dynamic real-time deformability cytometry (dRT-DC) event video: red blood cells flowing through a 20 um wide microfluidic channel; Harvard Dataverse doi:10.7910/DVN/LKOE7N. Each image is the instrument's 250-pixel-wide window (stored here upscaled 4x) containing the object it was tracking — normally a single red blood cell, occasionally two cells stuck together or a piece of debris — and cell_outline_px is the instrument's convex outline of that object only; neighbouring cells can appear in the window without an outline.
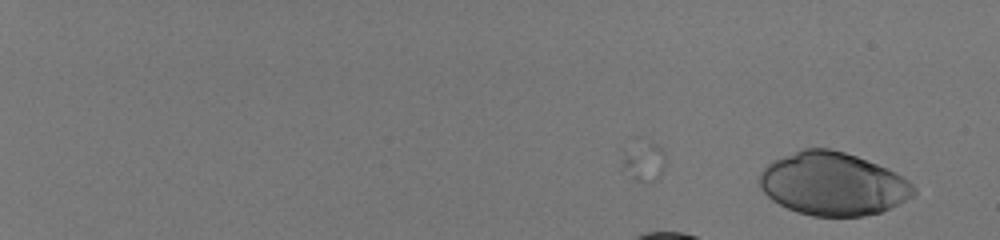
{"species": "human", "species_latin": "Homo sapiens", "temperature_condition": "room temperature", "stored_images_in_passage": 20, "camera_frame_rate_fps": 3000, "um_per_image_px": 0.085, "donor": {"sex": "male"}, "frame": {"image": 1, "passage_image": 1, "time_ms": 0.0, "image_size_px": [1000, 240], "cell_outline_px": [[916, 192], [912, 196], [880, 212], [864, 216], [812, 216], [796, 212], [772, 200], [760, 188], [760, 172], [772, 160], [804, 148], [828, 148], [844, 152], [856, 156], [896, 172], [908, 180], [916, 188]], "centroid_in_image_um": [70.78, 15.63], "position_along_channel_um": 14.2, "area_um2": 56.3}}